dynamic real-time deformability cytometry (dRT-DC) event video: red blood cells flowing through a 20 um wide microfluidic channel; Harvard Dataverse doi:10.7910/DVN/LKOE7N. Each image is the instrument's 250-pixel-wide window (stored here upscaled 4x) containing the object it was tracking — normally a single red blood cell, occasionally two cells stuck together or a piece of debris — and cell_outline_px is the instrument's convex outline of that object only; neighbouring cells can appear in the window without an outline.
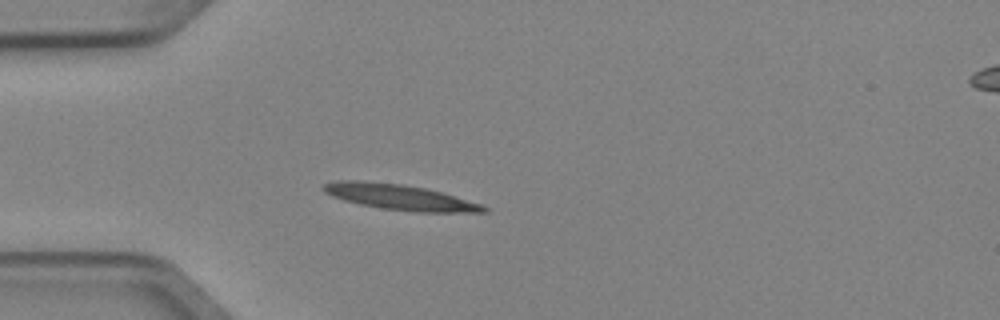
{"species": "Egyptian fruit bat (a non-hibernating species)", "species_latin": "Rousettus aegyptiacus", "temperature_condition": "cold", "stored_images_in_passage": 4, "camera_frame_rate_fps": 3000, "um_per_image_px": 0.085, "animal": {"sex": "female"}, "frame": {"image": 1, "passage_image": 4, "time_ms": 1.0, "image_size_px": [1000, 320], "cell_outline_px": [[488, 212], [416, 212], [384, 208], [360, 204], [344, 200], [332, 196], [324, 192], [320, 188], [324, 184], [336, 180], [360, 180], [404, 184], [424, 188], [440, 192], [480, 204], [488, 208]], "centroid_in_image_um": [33.92, 16.74], "position_along_channel_um": 51.1, "area_um2": 23.58}}